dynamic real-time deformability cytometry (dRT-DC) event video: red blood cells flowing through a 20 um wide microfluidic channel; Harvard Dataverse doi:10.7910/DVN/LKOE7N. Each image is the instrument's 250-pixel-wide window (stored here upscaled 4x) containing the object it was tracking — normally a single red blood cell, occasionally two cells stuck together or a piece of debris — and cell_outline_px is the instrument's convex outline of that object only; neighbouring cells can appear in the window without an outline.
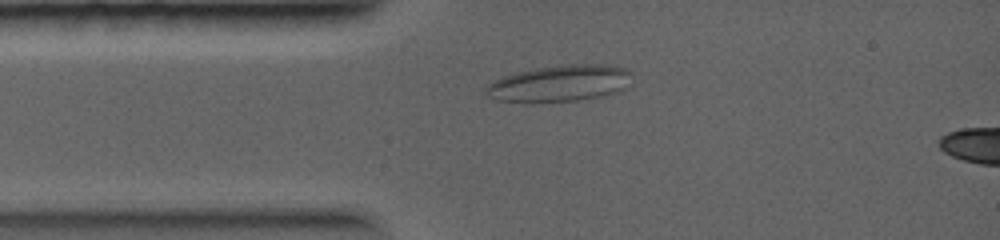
{"species": "common noctule bat (a hibernating species)", "species_latin": "Nyctalus noctula", "temperature_condition": "warm", "stored_images_in_passage": 10, "camera_frame_rate_fps": 5000, "um_per_image_px": 0.085, "animal": {"sex": "female", "body_mass_g": 19.0, "forearm_length_mm": 56.7}, "frame": {"image": 1, "passage_image": 5, "time_ms": 2.0, "image_size_px": [1000, 240], "cell_outline_px": [[632, 72], [628, 88], [604, 96], [576, 100], [528, 104], [524, 104], [496, 100], [488, 96], [484, 92], [484, 88], [488, 84], [504, 76], [536, 68], [572, 64], [604, 64], [624, 68]], "centroid_in_image_um": [47.56, 7.12], "position_along_channel_um": 37.4, "area_um2": 31.56}}
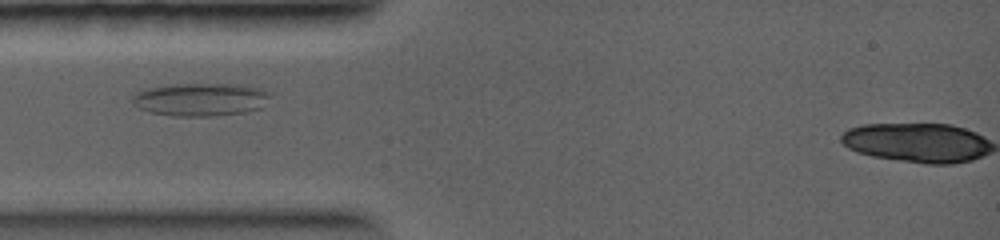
{"frame": {"image": 2, "passage_image": 7, "time_ms": 2.8, "image_size_px": [1000, 240], "cell_outline_px": [[268, 96], [260, 108], [248, 112], [216, 116], [172, 116], [152, 112], [140, 108], [132, 104], [132, 96], [136, 92], [148, 88], [172, 84], [228, 84], [260, 88]], "centroid_in_image_um": [16.97, 8.47], "position_along_channel_um": 68.0, "area_um2": 26.18}}